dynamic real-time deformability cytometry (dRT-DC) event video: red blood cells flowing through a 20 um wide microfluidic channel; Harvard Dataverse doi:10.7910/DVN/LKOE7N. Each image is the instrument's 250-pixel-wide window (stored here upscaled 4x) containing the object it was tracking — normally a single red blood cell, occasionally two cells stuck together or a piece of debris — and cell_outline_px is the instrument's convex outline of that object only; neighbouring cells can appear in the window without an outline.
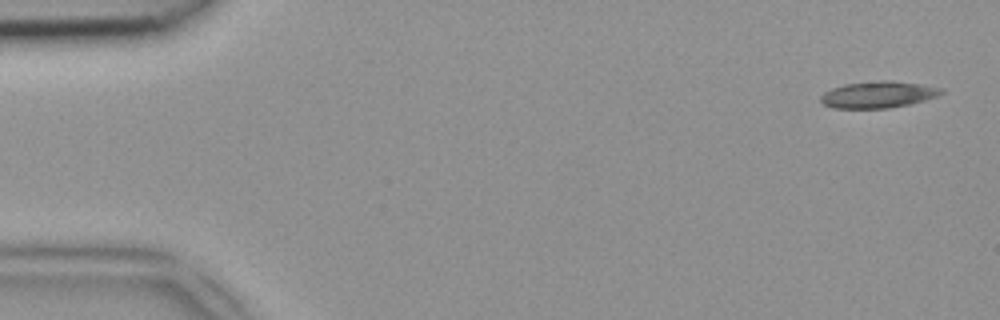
{"species": "common noctule bat (a hibernating species)", "species_latin": "Nyctalus noctula", "temperature_condition": "room temperature", "stored_images_in_passage": 46, "camera_frame_rate_fps": 3000, "um_per_image_px": 0.085, "animal": {"sex": "female", "body_mass_g": 18.4}, "frame": {"image": 1, "passage_image": 2, "time_ms": 0.333, "image_size_px": [1000, 320], "cell_outline_px": [[944, 92], [936, 96], [924, 100], [908, 104], [888, 108], [832, 108], [820, 104], [820, 96], [824, 92], [832, 88], [844, 84], [880, 80], [892, 80], [920, 84], [944, 88]], "centroid_in_image_um": [74.6, 8.03], "position_along_channel_um": 10.4, "area_um2": 18.79}}
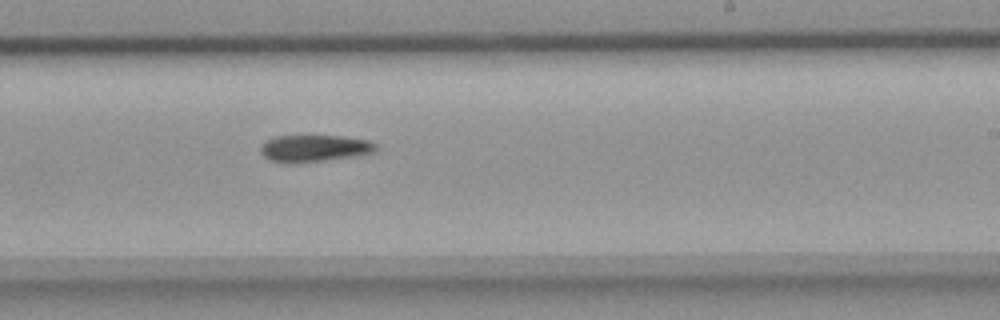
{"frame": {"image": 2, "passage_image": 29, "time_ms": 9.333, "image_size_px": [1000, 320], "cell_outline_px": [[376, 148], [372, 152], [364, 156], [296, 164], [284, 164], [268, 160], [260, 152], [260, 148], [264, 140], [276, 136], [344, 136], [368, 140], [376, 144]], "centroid_in_image_um": [26.7, 12.64], "position_along_channel_um": 262.3, "area_um2": 18.73}}
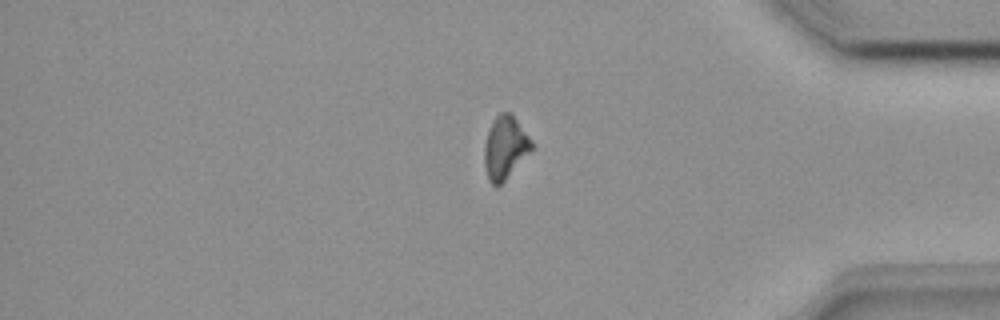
{"frame": {"image": 3, "passage_image": 40, "time_ms": 13.0, "image_size_px": [1000, 320], "cell_outline_px": [[536, 148], [500, 184], [492, 184], [488, 180], [484, 168], [484, 144], [492, 120], [500, 112], [512, 112], [536, 144]], "centroid_in_image_um": [42.98, 12.5], "position_along_channel_um": 392.2, "area_um2": 17.86}}